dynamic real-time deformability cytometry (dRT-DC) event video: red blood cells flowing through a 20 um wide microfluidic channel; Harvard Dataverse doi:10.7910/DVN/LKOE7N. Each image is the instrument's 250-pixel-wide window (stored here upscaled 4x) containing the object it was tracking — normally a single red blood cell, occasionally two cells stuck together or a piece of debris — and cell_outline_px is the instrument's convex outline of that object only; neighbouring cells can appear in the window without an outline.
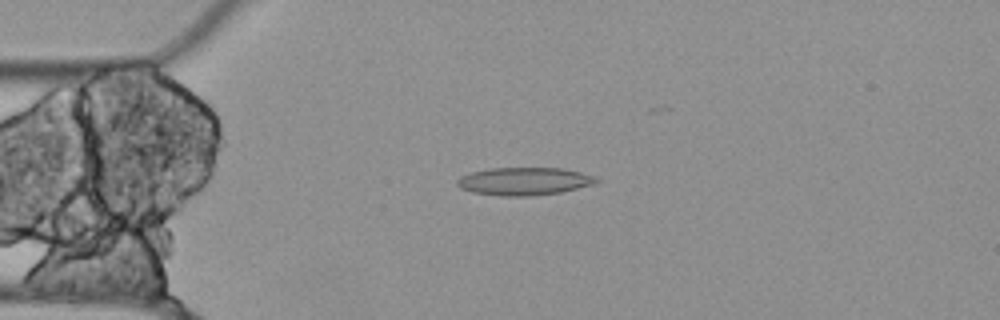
{"species": "Egyptian fruit bat (a non-hibernating species)", "species_latin": "Rousettus aegyptiacus", "temperature_condition": "cold", "stored_images_in_passage": 53, "camera_frame_rate_fps": 3000, "um_per_image_px": 0.085, "animal": {"sex": "female"}, "frame": {"image": 1, "passage_image": 11, "time_ms": 3.333, "image_size_px": [1000, 320], "cell_outline_px": [[600, 180], [596, 184], [560, 192], [532, 196], [500, 196], [472, 192], [460, 188], [456, 184], [456, 180], [460, 176], [472, 172], [488, 168], [564, 168], [596, 176]], "centroid_in_image_um": [44.56, 15.41], "position_along_channel_um": 40.4, "area_um2": 22.77}}
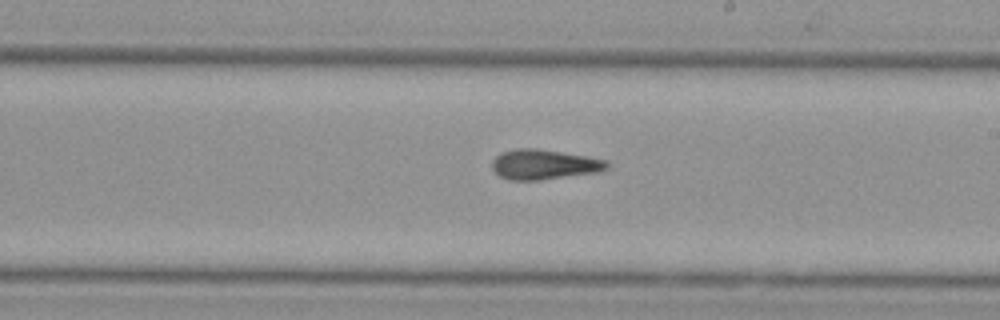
{"frame": {"image": 2, "passage_image": 29, "time_ms": 9.333, "image_size_px": [1000, 320], "cell_outline_px": [[608, 168], [600, 172], [540, 180], [508, 180], [500, 176], [492, 168], [492, 160], [500, 152], [516, 148], [536, 148], [588, 156], [608, 160]], "centroid_in_image_um": [46.25, 13.97], "position_along_channel_um": 242.7, "area_um2": 20.29}}
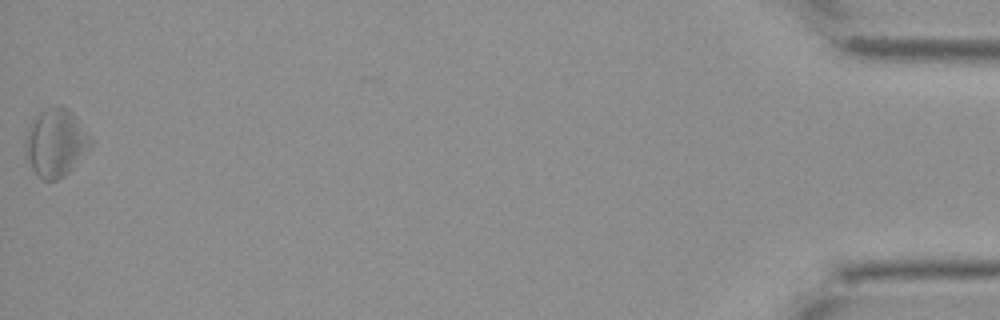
{"frame": {"image": 3, "passage_image": 53, "time_ms": 17.333, "image_size_px": [1000, 320], "cell_outline_px": [[92, 144], [72, 168], [68, 172], [56, 180], [44, 180], [32, 168], [28, 156], [28, 128], [32, 120], [44, 108], [52, 104], [60, 104], [68, 108], [76, 116], [92, 140]], "centroid_in_image_um": [4.78, 12.06], "position_along_channel_um": 430.4, "area_um2": 25.09}}